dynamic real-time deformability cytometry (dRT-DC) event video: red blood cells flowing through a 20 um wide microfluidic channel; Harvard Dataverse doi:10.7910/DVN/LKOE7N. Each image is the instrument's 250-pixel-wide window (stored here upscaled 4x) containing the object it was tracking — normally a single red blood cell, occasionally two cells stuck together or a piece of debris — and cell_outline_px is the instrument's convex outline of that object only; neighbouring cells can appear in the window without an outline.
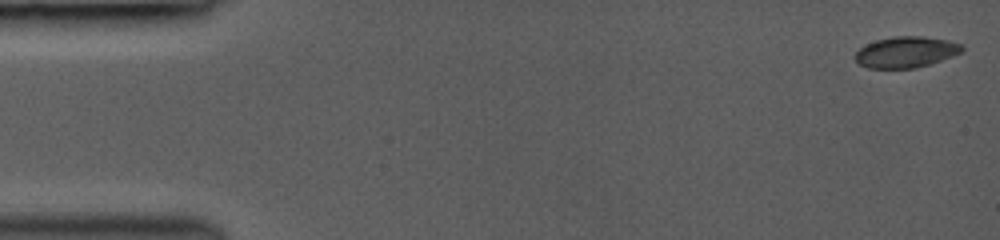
{"species": "common noctule bat (a hibernating species)", "species_latin": "Nyctalus noctula", "temperature_condition": "room temperature", "stored_images_in_passage": 17, "camera_frame_rate_fps": 3000, "um_per_image_px": 0.085, "animal": {"sex": "female", "body_mass_g": 19.0, "forearm_length_mm": 53.3}, "frame": {"image": 1, "passage_image": 1, "time_ms": 0.0, "image_size_px": [1000, 240], "cell_outline_px": [[964, 48], [960, 52], [952, 56], [916, 68], [868, 68], [860, 64], [852, 56], [860, 48], [876, 40], [892, 36], [924, 36], [948, 40], [964, 44]], "centroid_in_image_um": [77.01, 4.41], "position_along_channel_um": 8.0, "area_um2": 19.31}}
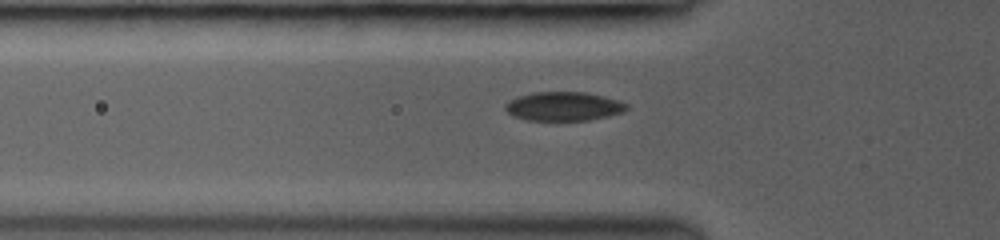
{"frame": {"image": 2, "passage_image": 14, "time_ms": 5.0, "image_size_px": [1000, 240], "cell_outline_px": [[628, 108], [624, 112], [608, 116], [588, 120], [524, 120], [512, 116], [504, 108], [504, 104], [508, 100], [516, 96], [532, 92], [584, 92], [604, 96], [628, 104]], "centroid_in_image_um": [47.86, 9.03], "position_along_channel_um": 77.9, "area_um2": 20.63}}
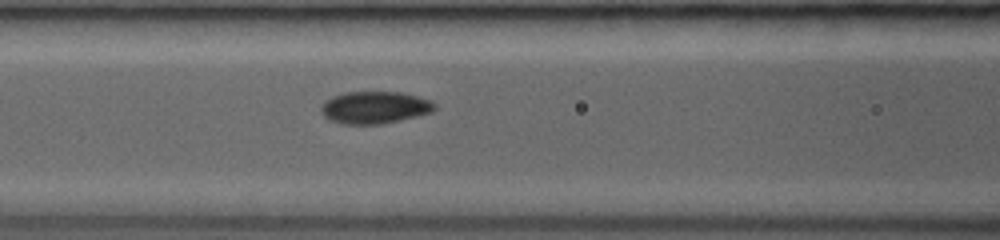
{"frame": {"image": 3, "passage_image": 17, "time_ms": 6.333, "image_size_px": [1000, 240], "cell_outline_px": [[436, 108], [432, 112], [400, 120], [380, 124], [340, 124], [328, 120], [320, 112], [320, 104], [324, 100], [332, 96], [344, 92], [400, 92], [432, 100], [436, 104]], "centroid_in_image_um": [31.8, 9.13], "position_along_channel_um": 134.8, "area_um2": 21.62}}